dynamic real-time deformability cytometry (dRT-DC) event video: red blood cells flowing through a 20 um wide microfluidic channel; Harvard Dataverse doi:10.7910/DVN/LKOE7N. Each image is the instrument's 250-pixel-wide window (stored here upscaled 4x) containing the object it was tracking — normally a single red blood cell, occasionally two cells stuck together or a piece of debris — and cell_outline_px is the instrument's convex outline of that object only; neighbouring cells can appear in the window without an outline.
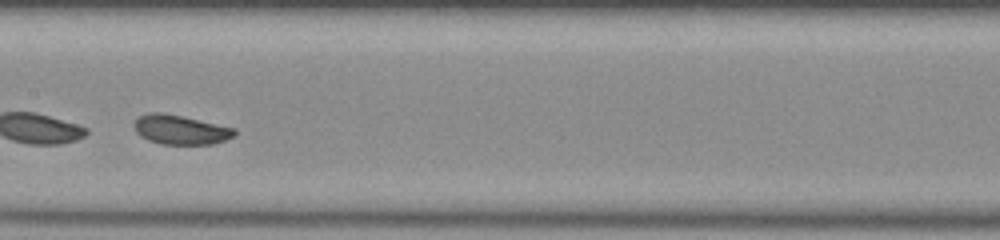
{"species": "common noctule bat (a hibernating species)", "species_latin": "Nyctalus noctula", "temperature_condition": "room temperature", "stored_images_in_passage": 49, "camera_frame_rate_fps": 3000, "um_per_image_px": 0.085, "animal": {"sex": "male", "body_mass_g": 20.0, "forearm_length_mm": 53.3}, "frame": {"image": 1, "passage_image": 22, "time_ms": 7.0, "image_size_px": [1000, 240], "cell_outline_px": [[236, 136], [212, 144], [160, 144], [148, 140], [140, 136], [136, 132], [132, 124], [140, 116], [152, 112], [160, 112], [184, 116], [236, 128]], "centroid_in_image_um": [15.35, 11.02], "position_along_channel_um": 192.1, "area_um2": 17.34}, "authors_computed_cell_mechanics": {"area_um2": 17.8602, "velocity_mm_per_s": 3.6631, "shape_relaxation_time_tau1_ms": 2.0178, "shape_relaxation_time_tau2_ms": 9.3285, "deformation_change_tau1": 0.094, "deformation_change_tau2": 0.1415}}